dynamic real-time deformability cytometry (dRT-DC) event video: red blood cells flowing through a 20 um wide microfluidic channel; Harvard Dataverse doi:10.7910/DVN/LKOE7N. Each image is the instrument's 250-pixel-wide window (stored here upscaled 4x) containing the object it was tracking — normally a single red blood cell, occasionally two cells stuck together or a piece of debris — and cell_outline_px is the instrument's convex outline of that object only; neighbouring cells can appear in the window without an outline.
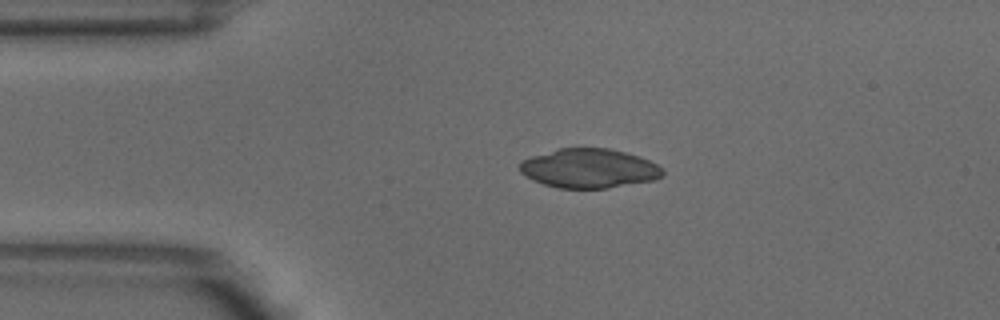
{"species": "common noctule bat (a hibernating species)", "species_latin": "Nyctalus noctula", "temperature_condition": "warm", "stored_images_in_passage": 2, "camera_frame_rate_fps": 3000, "um_per_image_px": 0.085, "animal": {"sex": "male", "body_mass_g": 18.8}, "frame": {"image": 1, "passage_image": 1, "time_ms": 0.0, "image_size_px": [1000, 320], "cell_outline_px": [[664, 176], [652, 180], [608, 188], [560, 188], [544, 184], [532, 180], [520, 172], [520, 160], [532, 156], [560, 148], [608, 148], [624, 152], [648, 160], [664, 168]], "centroid_in_image_um": [50.06, 14.31], "position_along_channel_um": 34.9, "area_um2": 32.54}}